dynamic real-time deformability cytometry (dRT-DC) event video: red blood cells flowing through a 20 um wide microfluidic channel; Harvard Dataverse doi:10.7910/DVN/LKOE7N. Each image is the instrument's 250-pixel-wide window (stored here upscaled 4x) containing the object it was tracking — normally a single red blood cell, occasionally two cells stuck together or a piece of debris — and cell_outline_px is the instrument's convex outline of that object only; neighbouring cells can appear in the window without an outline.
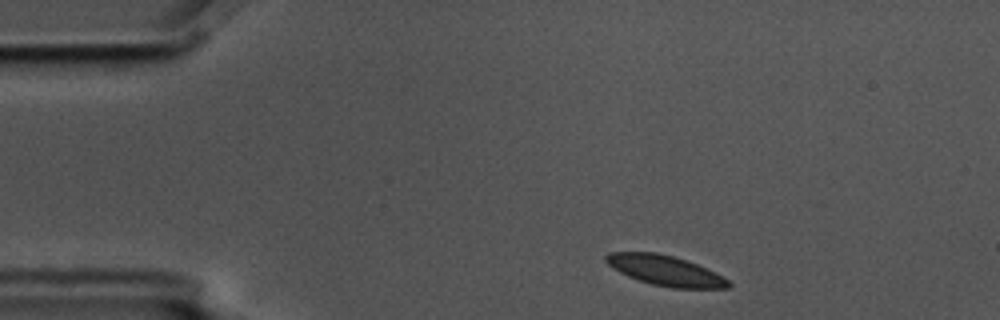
{"species": "common noctule bat (a hibernating species)", "species_latin": "Nyctalus noctula", "temperature_condition": "cold", "stored_images_in_passage": 3, "camera_frame_rate_fps": 3000, "um_per_image_px": 0.085, "animal": {"sex": "male", "body_mass_g": 17.5, "forearm_length_mm": 52.3}, "frame": {"image": 1, "passage_image": 1, "time_ms": 0.0, "image_size_px": [1000, 320], "cell_outline_px": [[732, 284], [728, 288], [672, 288], [652, 284], [628, 276], [612, 268], [604, 260], [604, 256], [608, 252], [656, 252], [688, 260], [728, 280]], "centroid_in_image_um": [56.49, 22.98], "position_along_channel_um": 28.5, "area_um2": 21.27}}
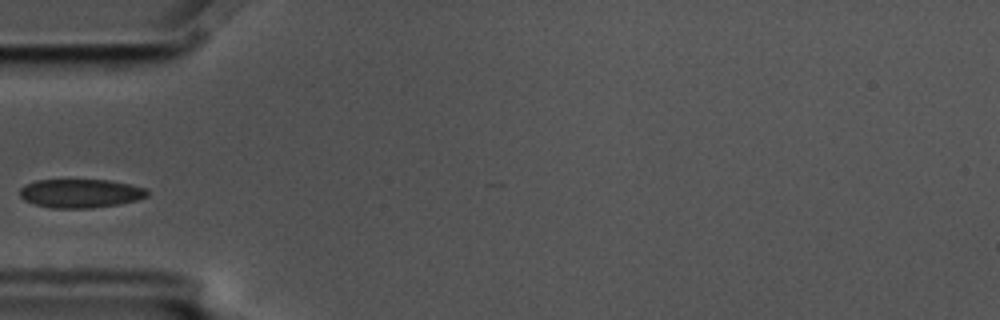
{"frame": {"image": 2, "passage_image": 3, "time_ms": 0.667, "image_size_px": [1000, 320], "cell_outline_px": [[148, 196], [136, 200], [120, 204], [92, 208], [52, 208], [36, 204], [24, 200], [20, 196], [20, 188], [36, 180], [108, 180], [128, 184], [144, 188], [148, 192]], "centroid_in_image_um": [6.84, 16.44], "position_along_channel_um": 78.2, "area_um2": 21.15}}